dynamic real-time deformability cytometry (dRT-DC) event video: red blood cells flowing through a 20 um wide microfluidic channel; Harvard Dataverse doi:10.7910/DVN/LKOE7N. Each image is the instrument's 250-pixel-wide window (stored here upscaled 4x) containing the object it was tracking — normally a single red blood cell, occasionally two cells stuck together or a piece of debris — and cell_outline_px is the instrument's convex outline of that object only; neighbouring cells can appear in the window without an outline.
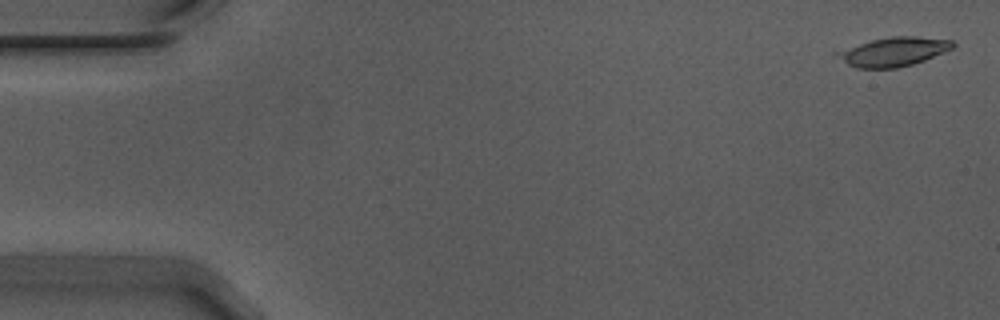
{"species": "Egyptian fruit bat (a non-hibernating species)", "species_latin": "Rousettus aegyptiacus", "temperature_condition": "warm", "stored_images_in_passage": 13, "camera_frame_rate_fps": 3000, "um_per_image_px": 0.085, "animal": {"sex": "male"}, "frame": {"image": 1, "passage_image": 2, "time_ms": 0.333, "image_size_px": [1000, 320], "cell_outline_px": [[956, 44], [952, 48], [924, 60], [912, 64], [896, 68], [856, 68], [832, 56], [832, 52], [872, 40], [892, 36], [916, 36], [952, 40]], "centroid_in_image_um": [75.88, 4.39], "position_along_channel_um": 9.1, "area_um2": 19.54}}